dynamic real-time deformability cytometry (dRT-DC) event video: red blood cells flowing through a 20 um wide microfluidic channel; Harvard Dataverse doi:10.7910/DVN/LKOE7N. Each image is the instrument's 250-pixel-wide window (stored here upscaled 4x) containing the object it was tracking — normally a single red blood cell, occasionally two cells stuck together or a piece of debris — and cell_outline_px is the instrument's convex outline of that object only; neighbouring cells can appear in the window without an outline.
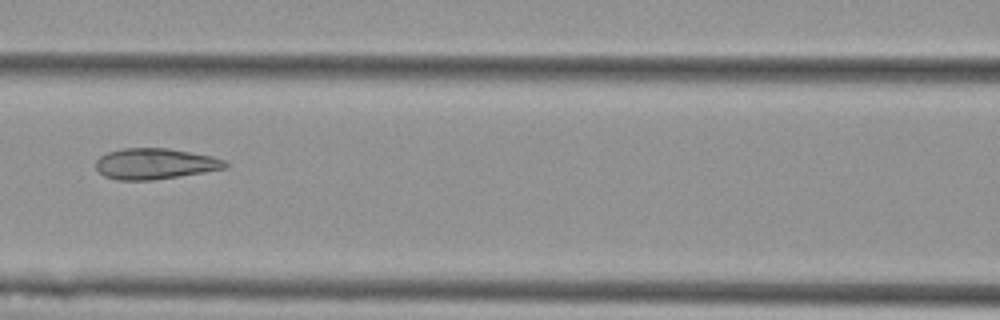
{"species": "Egyptian fruit bat (a non-hibernating species)", "species_latin": "Rousettus aegyptiacus", "temperature_condition": "cold", "stored_images_in_passage": 11, "camera_frame_rate_fps": 3000, "um_per_image_px": 0.085, "animal": {"sex": "female"}, "frame": {"image": 1, "passage_image": 7, "time_ms": 2.0, "image_size_px": [1000, 320], "cell_outline_px": [[232, 164], [228, 168], [180, 176], [152, 180], [116, 180], [104, 176], [96, 168], [96, 160], [100, 156], [108, 152], [124, 148], [168, 148], [212, 156], [228, 160]], "centroid_in_image_um": [13.24, 13.92], "position_along_channel_um": 153.4, "area_um2": 23.52}}
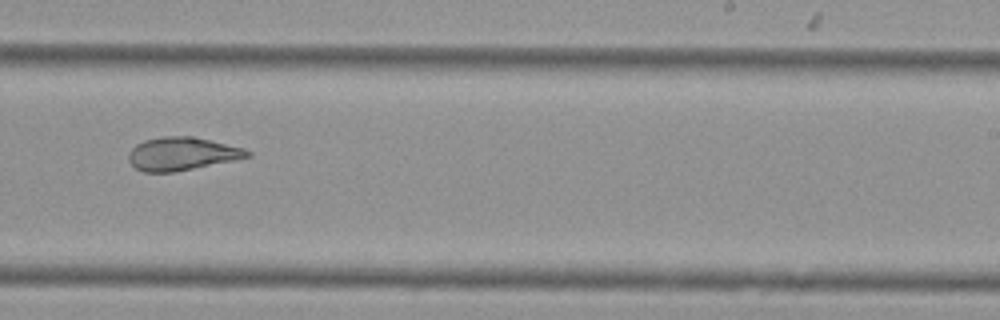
{"frame": {"image": 2, "passage_image": 10, "time_ms": 3.0, "image_size_px": [1000, 320], "cell_outline_px": [[252, 156], [236, 160], [176, 172], [144, 172], [136, 168], [128, 160], [128, 152], [136, 144], [144, 140], [160, 136], [192, 136], [244, 148], [252, 152]], "centroid_in_image_um": [15.47, 13.07], "position_along_channel_um": 273.5, "area_um2": 23.12}}
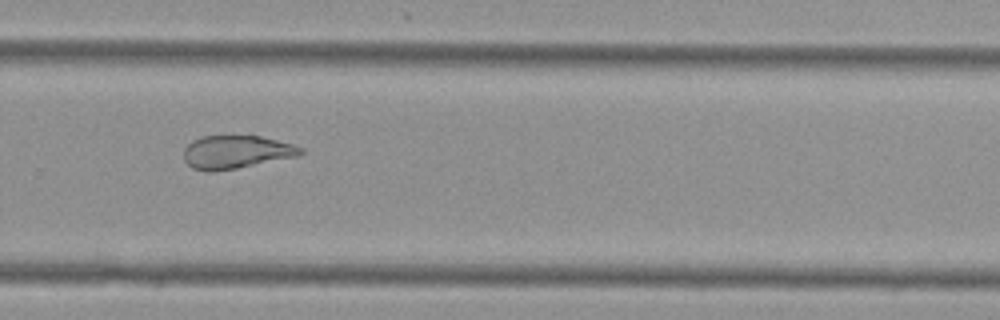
{"frame": {"image": 3, "passage_image": 11, "time_ms": 3.333, "image_size_px": [1000, 320], "cell_outline_px": [[304, 152], [300, 156], [236, 168], [212, 172], [204, 172], [192, 168], [184, 160], [184, 148], [192, 140], [204, 136], [260, 136], [292, 144], [304, 148]], "centroid_in_image_um": [20.07, 12.93], "position_along_channel_um": 309.7, "area_um2": 22.66}}